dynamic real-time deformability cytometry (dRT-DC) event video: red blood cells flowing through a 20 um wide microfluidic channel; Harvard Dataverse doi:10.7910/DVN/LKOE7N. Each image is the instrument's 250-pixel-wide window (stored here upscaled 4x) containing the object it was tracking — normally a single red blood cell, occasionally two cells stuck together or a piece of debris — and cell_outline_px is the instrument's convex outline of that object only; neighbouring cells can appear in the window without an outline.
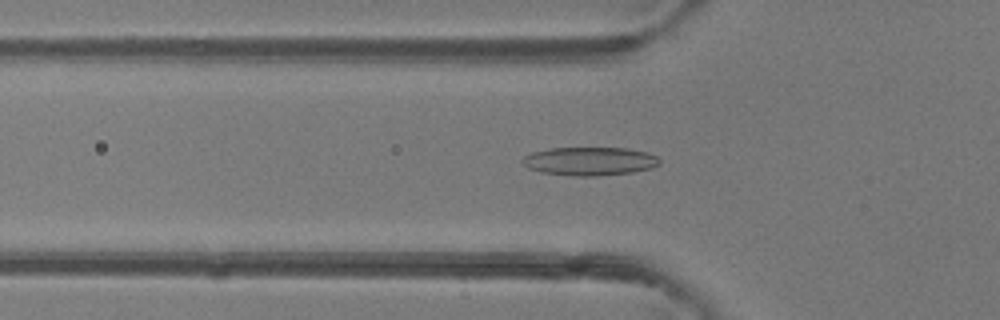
{"species": "common noctule bat (a hibernating species)", "species_latin": "Nyctalus noctula", "temperature_condition": "room temperature", "stored_images_in_passage": 50, "camera_frame_rate_fps": 3000, "um_per_image_px": 0.085, "animal": {"sex": "female"}, "frame": {"image": 1, "passage_image": 17, "time_ms": 5.333, "image_size_px": [1000, 320], "cell_outline_px": [[660, 164], [652, 168], [632, 172], [596, 176], [576, 176], [540, 172], [528, 168], [520, 160], [524, 156], [532, 152], [548, 148], [628, 148], [648, 152], [656, 156], [660, 160]], "centroid_in_image_um": [50.12, 13.7], "position_along_channel_um": 75.7, "area_um2": 22.83}}
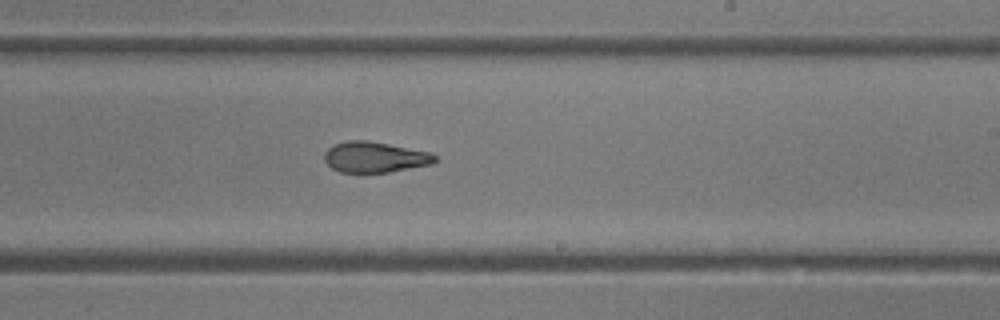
{"frame": {"image": 2, "passage_image": 30, "time_ms": 9.667, "image_size_px": [1000, 320], "cell_outline_px": [[436, 160], [432, 164], [388, 172], [340, 172], [332, 168], [324, 160], [324, 152], [332, 144], [348, 140], [368, 140], [432, 152], [436, 156]], "centroid_in_image_um": [31.85, 13.34], "position_along_channel_um": 257.2, "area_um2": 19.88}}
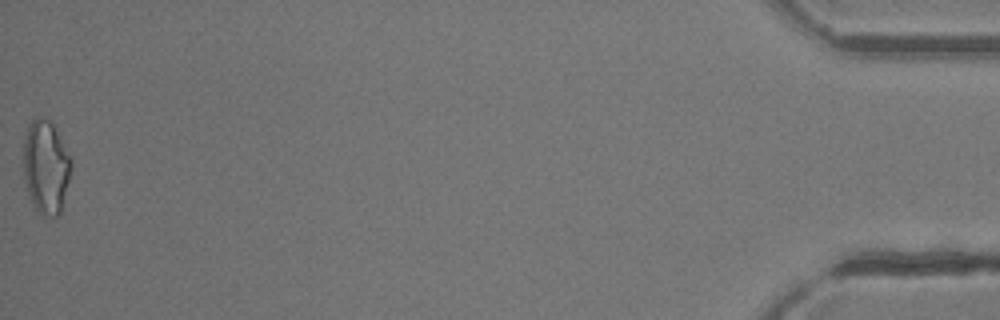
{"frame": {"image": 3, "passage_image": 50, "time_ms": 16.333, "image_size_px": [1000, 320], "cell_outline_px": [[72, 168], [60, 212], [56, 216], [44, 216], [36, 208], [28, 192], [24, 176], [24, 136], [28, 124], [36, 116], [40, 116], [48, 120], [52, 124], [72, 160]], "centroid_in_image_um": [3.9, 14.16], "position_along_channel_um": 431.3, "area_um2": 25.61}, "authors_computed_cell_mechanics": {"area_um2": 21.0681, "velocity_mm_per_s": 4.159, "shape_relaxation_time_tau1_ms": null, "shape_relaxation_time_tau2_ms": 1.5522, "deformation_change_tau1": null, "deformation_change_tau2": 0.095}}